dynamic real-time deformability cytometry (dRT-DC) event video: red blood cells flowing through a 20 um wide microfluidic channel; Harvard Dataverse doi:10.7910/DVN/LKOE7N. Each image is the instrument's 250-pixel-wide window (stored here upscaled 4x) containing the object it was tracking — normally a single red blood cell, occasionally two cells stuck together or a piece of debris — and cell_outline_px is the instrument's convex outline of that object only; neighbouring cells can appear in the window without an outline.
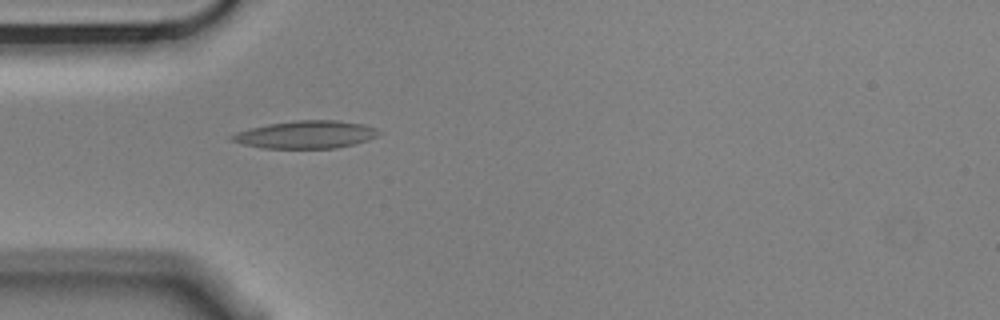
{"species": "Egyptian fruit bat (a non-hibernating species)", "species_latin": "Rousettus aegyptiacus", "temperature_condition": "cold", "stored_images_in_passage": 2, "camera_frame_rate_fps": 3000, "um_per_image_px": 0.085, "animal": {"sex": "male"}, "frame": {"image": 1, "passage_image": 2, "time_ms": 0.333, "image_size_px": [1000, 320], "cell_outline_px": [[380, 132], [376, 136], [368, 140], [336, 148], [260, 148], [228, 140], [228, 136], [236, 132], [248, 128], [268, 124], [296, 120], [336, 120], [364, 124], [376, 128]], "centroid_in_image_um": [25.94, 11.43], "position_along_channel_um": 59.1, "area_um2": 23.76}}